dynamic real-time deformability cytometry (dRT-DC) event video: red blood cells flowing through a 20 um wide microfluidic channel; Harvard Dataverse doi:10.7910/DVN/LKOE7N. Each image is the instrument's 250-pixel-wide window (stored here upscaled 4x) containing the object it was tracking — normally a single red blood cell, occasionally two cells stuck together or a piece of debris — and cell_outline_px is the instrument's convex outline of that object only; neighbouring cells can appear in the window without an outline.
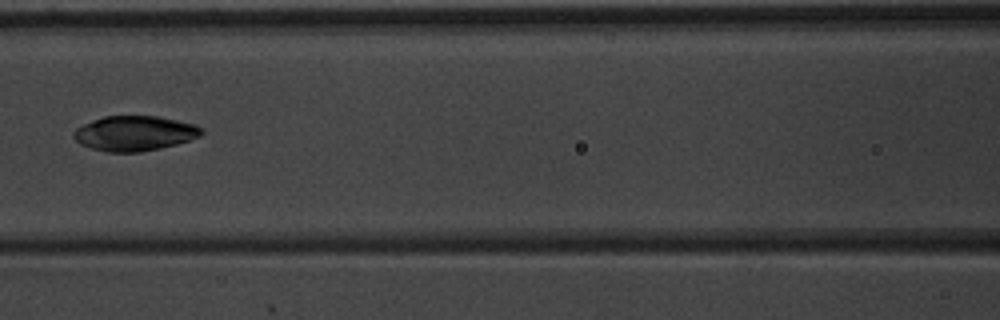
{"species": "common noctule bat (a hibernating species)", "species_latin": "Nyctalus noctula", "temperature_condition": "warm", "stored_images_in_passage": 10, "camera_frame_rate_fps": 3000, "um_per_image_px": 0.085, "animal": {"sex": "male", "body_mass_g": 20.1, "forearm_length_mm": 53.5}, "frame": {"image": 1, "passage_image": 7, "time_ms": 2.0, "image_size_px": [1000, 320], "cell_outline_px": [[204, 132], [200, 136], [176, 144], [140, 152], [108, 152], [88, 148], [80, 144], [72, 136], [72, 132], [76, 128], [92, 120], [104, 116], [156, 116], [196, 124], [204, 128]], "centroid_in_image_um": [11.42, 11.33], "position_along_channel_um": 155.2, "area_um2": 26.13}}
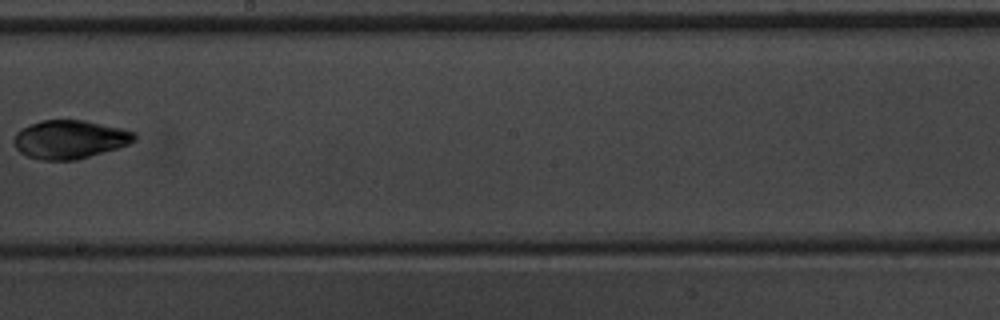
{"frame": {"image": 2, "passage_image": 9, "time_ms": 2.667, "image_size_px": [1000, 320], "cell_outline_px": [[136, 140], [120, 148], [76, 160], [40, 160], [28, 156], [20, 152], [16, 148], [12, 140], [16, 132], [40, 120], [84, 120], [124, 128], [136, 132]], "centroid_in_image_um": [5.97, 11.85], "position_along_channel_um": 242.2, "area_um2": 27.28}}
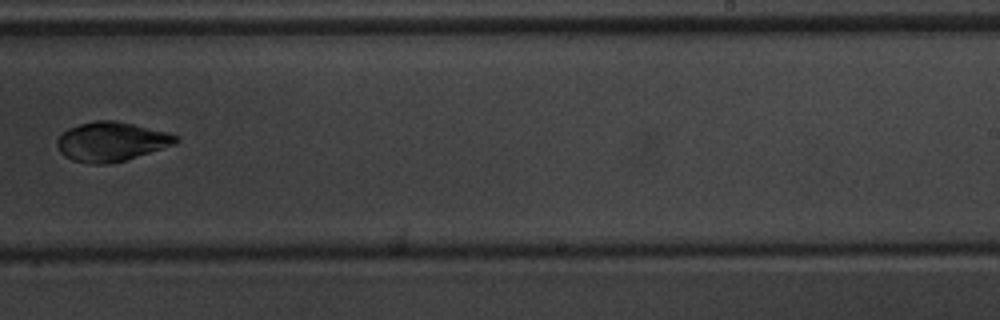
{"frame": {"image": 3, "passage_image": 10, "time_ms": 3.0, "image_size_px": [1000, 320], "cell_outline_px": [[180, 140], [172, 144], [124, 160], [108, 164], [92, 164], [72, 160], [64, 156], [60, 152], [56, 144], [56, 140], [68, 128], [80, 124], [96, 120], [116, 120], [168, 132], [180, 136]], "centroid_in_image_um": [9.43, 12.02], "position_along_channel_um": 279.6, "area_um2": 26.93}}